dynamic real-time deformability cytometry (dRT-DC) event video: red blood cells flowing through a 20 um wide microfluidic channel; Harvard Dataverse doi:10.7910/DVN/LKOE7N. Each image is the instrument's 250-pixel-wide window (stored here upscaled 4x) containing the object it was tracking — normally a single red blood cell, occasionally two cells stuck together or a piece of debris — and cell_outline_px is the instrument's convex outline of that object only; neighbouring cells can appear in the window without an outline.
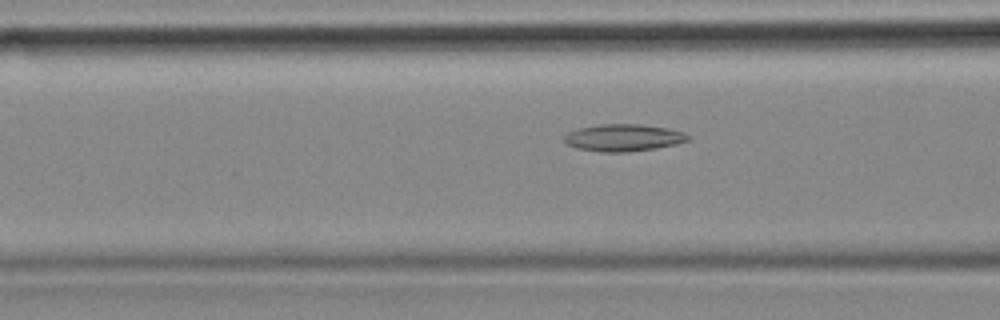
{"species": "common noctule bat (a hibernating species)", "species_latin": "Nyctalus noctula", "temperature_condition": "cold", "stored_images_in_passage": 45, "camera_frame_rate_fps": 3000, "um_per_image_px": 0.085, "animal": {"sex": "female", "body_mass_g": 18.4}, "frame": {"image": 1, "passage_image": 21, "time_ms": 6.667, "image_size_px": [1000, 320], "cell_outline_px": [[692, 140], [676, 144], [656, 148], [628, 152], [600, 152], [576, 148], [564, 144], [560, 136], [568, 132], [580, 128], [600, 124], [640, 124], [668, 128], [684, 132], [692, 136]], "centroid_in_image_um": [52.98, 11.71], "position_along_channel_um": 113.6, "area_um2": 20.0}}
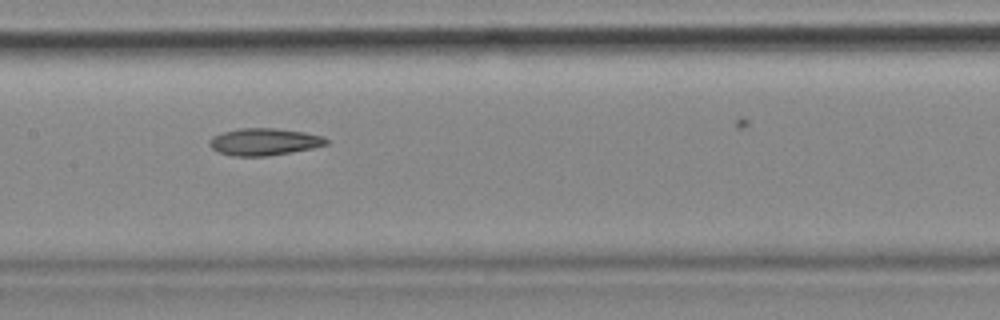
{"frame": {"image": 2, "passage_image": 27, "time_ms": 8.667, "image_size_px": [1000, 320], "cell_outline_px": [[328, 144], [312, 148], [292, 152], [268, 156], [232, 156], [220, 152], [212, 148], [208, 144], [208, 140], [212, 136], [220, 132], [240, 128], [276, 128], [304, 132], [324, 136], [328, 140]], "centroid_in_image_um": [22.43, 12.04], "position_along_channel_um": 185.0, "area_um2": 18.61}}
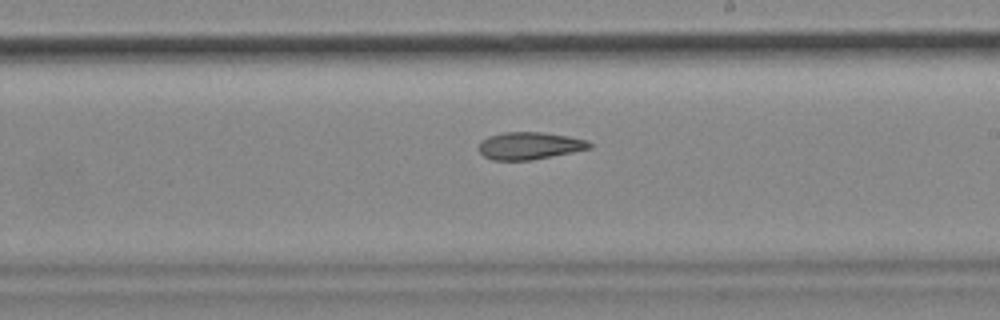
{"frame": {"image": 3, "passage_image": 32, "time_ms": 10.333, "image_size_px": [1000, 320], "cell_outline_px": [[592, 148], [532, 160], [492, 160], [484, 156], [480, 152], [480, 140], [488, 136], [504, 132], [540, 132], [568, 136], [588, 140], [592, 144]], "centroid_in_image_um": [45.02, 12.38], "position_along_channel_um": 244.0, "area_um2": 17.63}}